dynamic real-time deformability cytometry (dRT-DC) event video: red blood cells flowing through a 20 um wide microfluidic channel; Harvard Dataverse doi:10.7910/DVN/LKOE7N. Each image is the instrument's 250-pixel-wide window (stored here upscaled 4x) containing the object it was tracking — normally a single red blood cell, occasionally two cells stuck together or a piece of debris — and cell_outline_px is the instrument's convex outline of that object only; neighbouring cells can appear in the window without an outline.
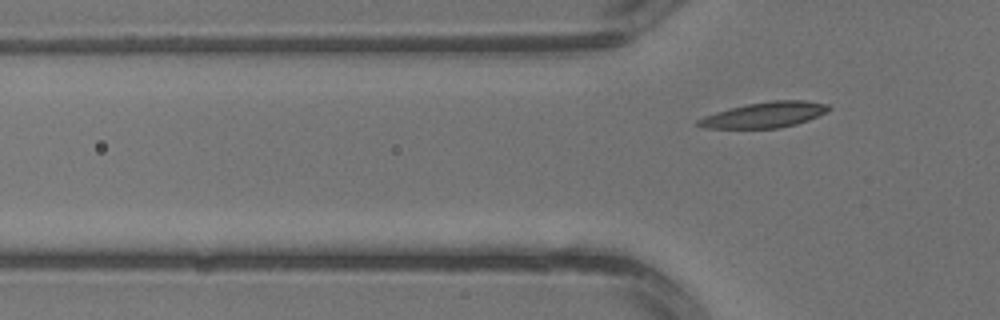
{"species": "common noctule bat (a hibernating species)", "species_latin": "Nyctalus noctula", "temperature_condition": "warm", "stored_images_in_passage": 3, "camera_frame_rate_fps": 3000, "um_per_image_px": 0.085, "animal": {"sex": "male", "body_mass_g": 13.3}, "frame": {"image": 1, "passage_image": 3, "time_ms": 0.667, "image_size_px": [1000, 320], "cell_outline_px": [[832, 108], [828, 112], [808, 120], [796, 124], [780, 128], [704, 128], [696, 124], [696, 120], [704, 116], [716, 112], [748, 104], [772, 100], [804, 100], [828, 104]], "centroid_in_image_um": [65.03, 9.76], "position_along_channel_um": 60.8, "area_um2": 19.42}}